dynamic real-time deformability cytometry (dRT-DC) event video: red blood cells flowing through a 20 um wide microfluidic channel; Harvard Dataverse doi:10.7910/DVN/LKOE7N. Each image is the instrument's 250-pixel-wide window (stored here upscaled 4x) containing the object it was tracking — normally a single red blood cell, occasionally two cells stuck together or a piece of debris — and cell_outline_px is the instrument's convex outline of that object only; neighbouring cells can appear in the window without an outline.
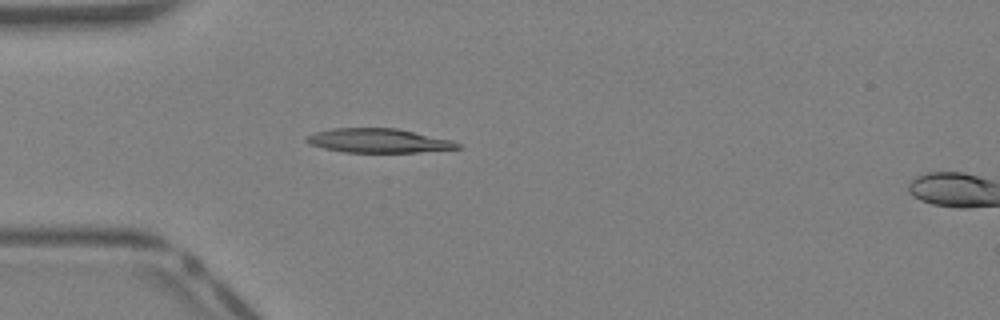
{"species": "Egyptian fruit bat (a non-hibernating species)", "species_latin": "Rousettus aegyptiacus", "temperature_condition": "warm", "stored_images_in_passage": 27, "camera_frame_rate_fps": 3000, "um_per_image_px": 0.085, "animal": {"sex": "female"}, "frame": {"image": 1, "passage_image": 3, "time_ms": 0.667, "image_size_px": [1000, 320], "cell_outline_px": [[464, 148], [416, 152], [344, 152], [324, 148], [312, 144], [304, 140], [304, 136], [316, 132], [332, 128], [396, 128], [452, 140], [460, 144]], "centroid_in_image_um": [32.18, 11.95], "position_along_channel_um": 52.8, "area_um2": 21.15}}
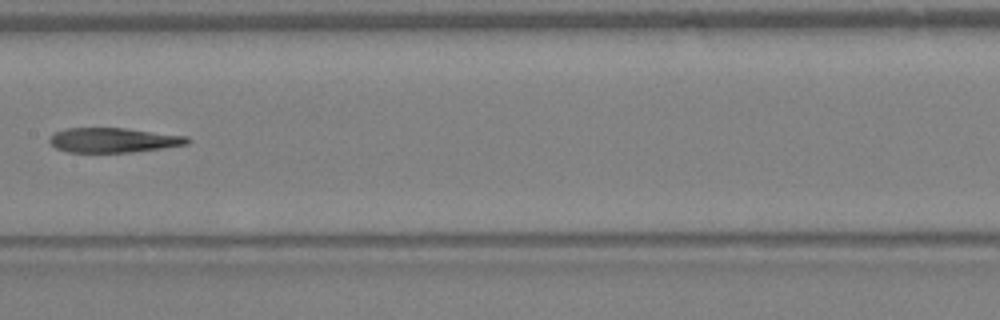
{"frame": {"image": 2, "passage_image": 12, "time_ms": 3.667, "image_size_px": [1000, 320], "cell_outline_px": [[192, 140], [188, 144], [160, 148], [128, 152], [68, 152], [56, 148], [48, 140], [56, 132], [64, 128], [124, 128], [188, 136]], "centroid_in_image_um": [9.65, 11.9], "position_along_channel_um": 197.7, "area_um2": 19.65}}
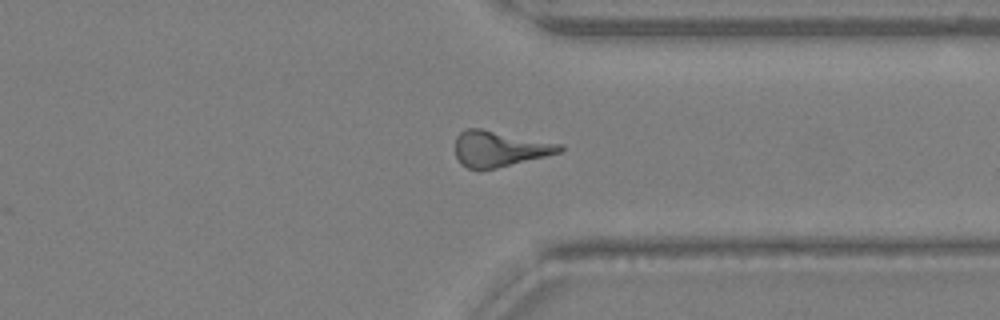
{"frame": {"image": 3, "passage_image": 22, "time_ms": 7.0, "image_size_px": [1000, 320], "cell_outline_px": [[564, 148], [560, 152], [480, 172], [468, 168], [460, 164], [456, 156], [456, 136], [460, 132], [468, 128], [480, 128], [564, 144]], "centroid_in_image_um": [42.42, 12.65], "position_along_channel_um": 369.0, "area_um2": 21.91}}